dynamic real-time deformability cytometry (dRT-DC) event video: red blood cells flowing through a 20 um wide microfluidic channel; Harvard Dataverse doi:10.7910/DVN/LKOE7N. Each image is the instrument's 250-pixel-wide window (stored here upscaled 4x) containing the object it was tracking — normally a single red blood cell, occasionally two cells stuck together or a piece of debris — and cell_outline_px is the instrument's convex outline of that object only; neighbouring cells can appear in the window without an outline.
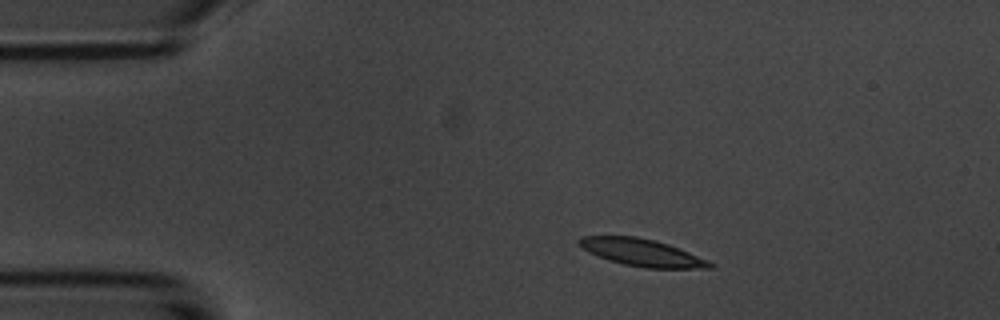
{"species": "common noctule bat (a hibernating species)", "species_latin": "Nyctalus noctula", "temperature_condition": "room temperature", "stored_images_in_passage": 3, "camera_frame_rate_fps": 3000, "um_per_image_px": 0.085, "animal": {"sex": "male", "body_mass_g": 20.1, "forearm_length_mm": 53.5}, "frame": {"image": 1, "passage_image": 2, "time_ms": 1.333, "image_size_px": [1000, 320], "cell_outline_px": [[716, 264], [712, 268], [644, 268], [624, 264], [608, 260], [596, 256], [588, 252], [576, 240], [580, 236], [636, 236], [668, 244], [708, 260]], "centroid_in_image_um": [54.55, 21.47], "position_along_channel_um": 30.5, "area_um2": 20.63}}